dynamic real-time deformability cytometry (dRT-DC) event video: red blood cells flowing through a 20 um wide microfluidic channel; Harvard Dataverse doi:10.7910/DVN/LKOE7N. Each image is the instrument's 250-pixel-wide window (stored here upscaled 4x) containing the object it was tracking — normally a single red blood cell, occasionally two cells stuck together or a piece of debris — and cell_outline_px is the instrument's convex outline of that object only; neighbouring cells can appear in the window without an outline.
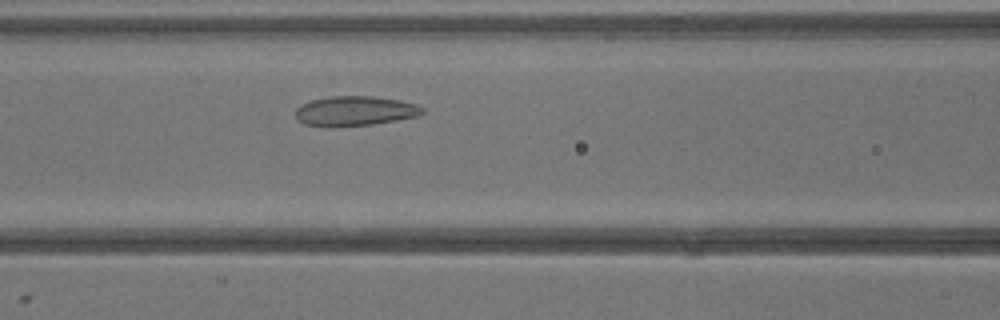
{"species": "common noctule bat (a hibernating species)", "species_latin": "Nyctalus noctula", "temperature_condition": "warm", "stored_images_in_passage": 12, "camera_frame_rate_fps": 3000, "um_per_image_px": 0.085, "animal": {"sex": "male", "body_mass_g": 13.3}, "frame": {"image": 1, "passage_image": 11, "time_ms": 3.333, "image_size_px": [1000, 320], "cell_outline_px": [[424, 112], [420, 116], [372, 124], [304, 124], [296, 120], [296, 108], [300, 104], [312, 100], [332, 96], [372, 96], [400, 100], [416, 104], [424, 108]], "centroid_in_image_um": [30.22, 9.39], "position_along_channel_um": 136.4, "area_um2": 21.33}}